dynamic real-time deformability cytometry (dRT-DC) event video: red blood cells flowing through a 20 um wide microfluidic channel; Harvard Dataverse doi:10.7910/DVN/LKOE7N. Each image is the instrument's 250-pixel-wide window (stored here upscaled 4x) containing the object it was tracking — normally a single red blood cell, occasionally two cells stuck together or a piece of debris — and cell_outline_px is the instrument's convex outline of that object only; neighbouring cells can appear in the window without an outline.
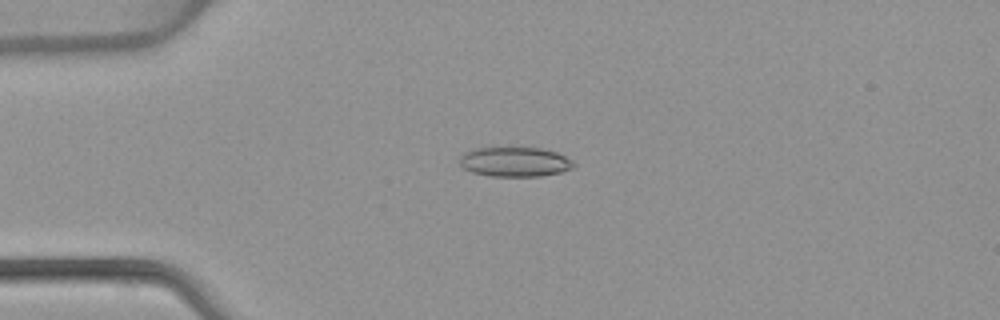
{"species": "common noctule bat (a hibernating species)", "species_latin": "Nyctalus noctula", "temperature_condition": "warm", "stored_images_in_passage": 52, "camera_frame_rate_fps": 3000, "um_per_image_px": 0.085, "animal": {"sex": "female", "body_mass_g": 22.7, "forearm_length_mm": 54.2}, "frame": {"image": 1, "passage_image": 13, "time_ms": 4.0, "image_size_px": [1000, 320], "cell_outline_px": [[576, 164], [572, 168], [560, 172], [540, 176], [488, 176], [472, 172], [464, 168], [460, 164], [460, 156], [464, 152], [476, 148], [540, 148], [556, 152], [572, 160]], "centroid_in_image_um": [43.75, 13.76], "position_along_channel_um": 41.2, "area_um2": 19.59}}
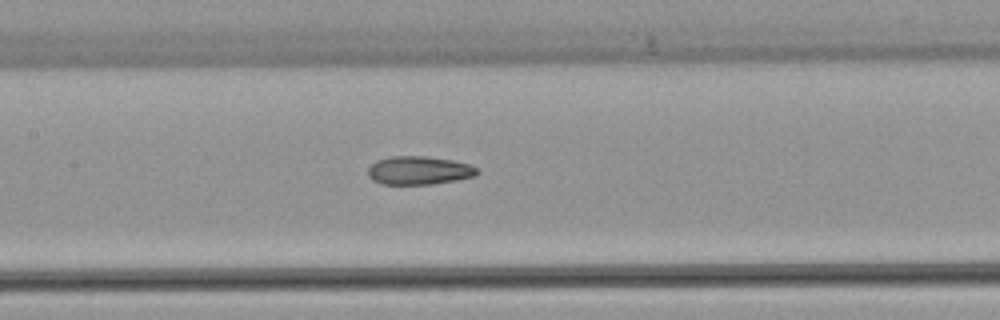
{"frame": {"image": 2, "passage_image": 25, "time_ms": 8.0, "image_size_px": [1000, 320], "cell_outline_px": [[480, 172], [476, 176], [456, 180], [432, 184], [380, 184], [372, 180], [368, 176], [368, 168], [376, 160], [392, 156], [428, 156], [452, 160], [468, 164], [476, 168]], "centroid_in_image_um": [35.6, 14.49], "position_along_channel_um": 171.8, "area_um2": 18.15}}
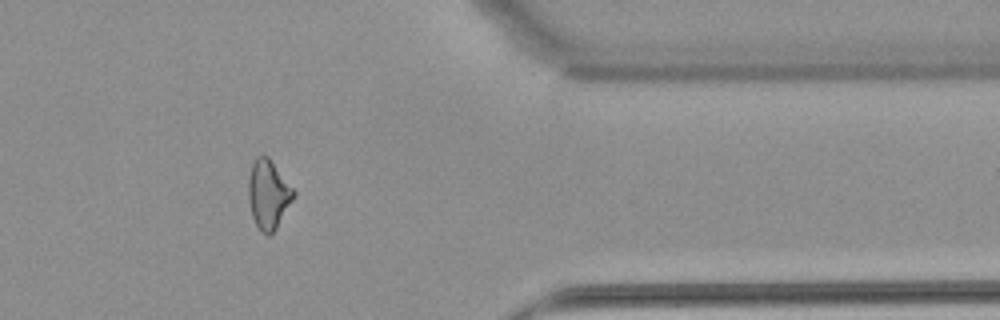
{"frame": {"image": 3, "passage_image": 43, "time_ms": 14.0, "image_size_px": [1000, 320], "cell_outline_px": [[296, 196], [276, 228], [268, 236], [260, 232], [252, 216], [248, 200], [248, 180], [252, 164], [256, 156], [268, 156], [296, 192]], "centroid_in_image_um": [22.81, 16.53], "position_along_channel_um": 388.6, "area_um2": 18.21}, "authors_computed_cell_mechanics": {"area_um2": 18.785, "velocity_mm_per_s": 3.927, "shape_relaxation_time_tau1_ms": 11.048, "shape_relaxation_time_tau2_ms": 3.2801, "deformation_change_tau1": 0.2545, "deformation_change_tau2": 0.1178}}